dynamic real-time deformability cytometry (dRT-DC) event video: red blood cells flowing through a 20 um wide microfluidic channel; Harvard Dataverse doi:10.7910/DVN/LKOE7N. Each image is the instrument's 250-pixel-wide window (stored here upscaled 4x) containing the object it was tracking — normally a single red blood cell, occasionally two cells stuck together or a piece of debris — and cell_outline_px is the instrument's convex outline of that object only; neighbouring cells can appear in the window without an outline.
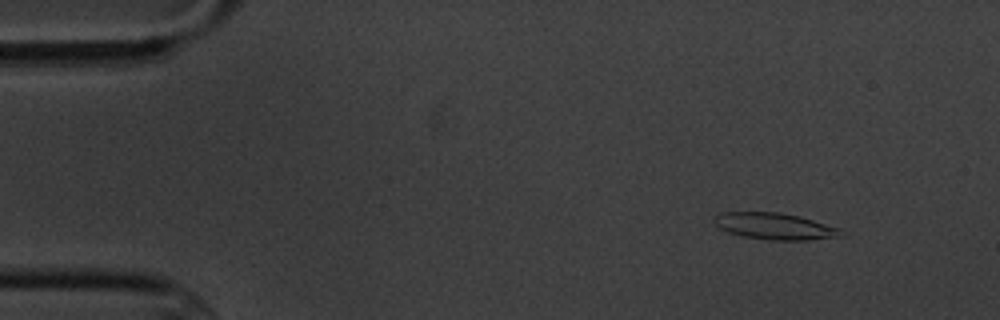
{"species": "common noctule bat (a hibernating species)", "species_latin": "Nyctalus noctula", "temperature_condition": "cold", "stored_images_in_passage": 5, "camera_frame_rate_fps": 3000, "um_per_image_px": 0.085, "animal": {"sex": "male", "body_mass_g": 20.1, "forearm_length_mm": 53.5}, "frame": {"image": 1, "passage_image": 2, "time_ms": 1.333, "image_size_px": [1000, 320], "cell_outline_px": [[844, 232], [836, 236], [808, 240], [772, 240], [744, 236], [728, 232], [720, 228], [712, 220], [716, 216], [724, 212], [776, 212], [796, 216], [812, 220], [840, 228]], "centroid_in_image_um": [65.82, 19.23], "position_along_channel_um": 19.2, "area_um2": 19.13}}